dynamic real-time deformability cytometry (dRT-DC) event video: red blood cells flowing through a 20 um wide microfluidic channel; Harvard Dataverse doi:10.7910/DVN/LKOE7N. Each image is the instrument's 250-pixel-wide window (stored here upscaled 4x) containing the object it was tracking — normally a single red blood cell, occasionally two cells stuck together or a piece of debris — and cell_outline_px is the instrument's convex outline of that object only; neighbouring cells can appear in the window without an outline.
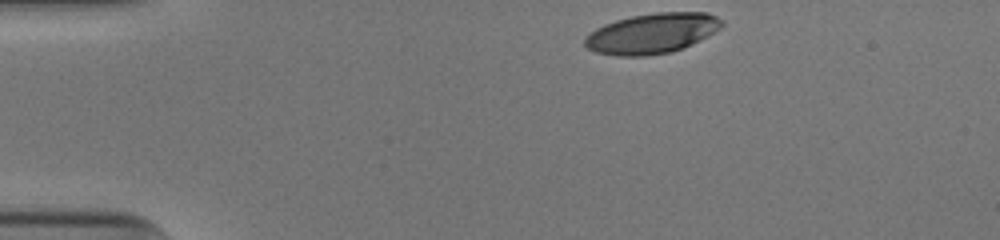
{"species": "human", "species_latin": "Homo sapiens", "temperature_condition": "cold", "stored_images_in_passage": 34, "camera_frame_rate_fps": 3000, "um_per_image_px": 0.085, "donor": {"sex": "male"}, "frame": {"image": 1, "passage_image": 1, "time_ms": 0.0, "image_size_px": [1000, 240], "cell_outline_px": [[724, 24], [720, 28], [708, 36], [672, 52], [648, 56], [616, 56], [596, 52], [588, 48], [584, 44], [584, 36], [596, 28], [604, 24], [616, 20], [632, 16], [656, 12], [708, 12], [724, 20]], "centroid_in_image_um": [55.42, 2.83], "position_along_channel_um": 29.6, "area_um2": 32.25}}
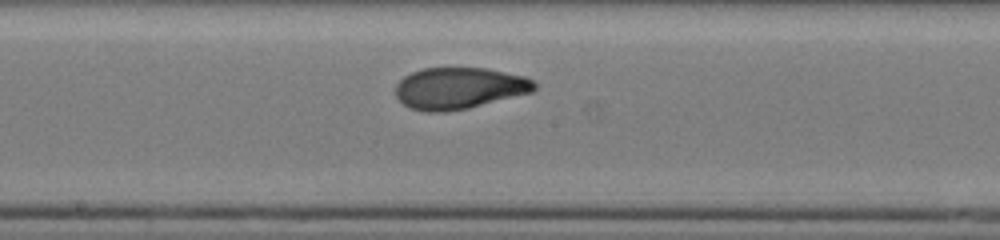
{"frame": {"image": 2, "passage_image": 20, "time_ms": 6.333, "image_size_px": [1000, 240], "cell_outline_px": [[536, 88], [532, 92], [468, 108], [444, 112], [424, 112], [408, 108], [396, 96], [396, 84], [404, 76], [412, 72], [424, 68], [484, 68], [524, 76], [532, 80], [536, 84]], "centroid_in_image_um": [39.0, 7.5], "position_along_channel_um": 209.2, "area_um2": 33.52}}
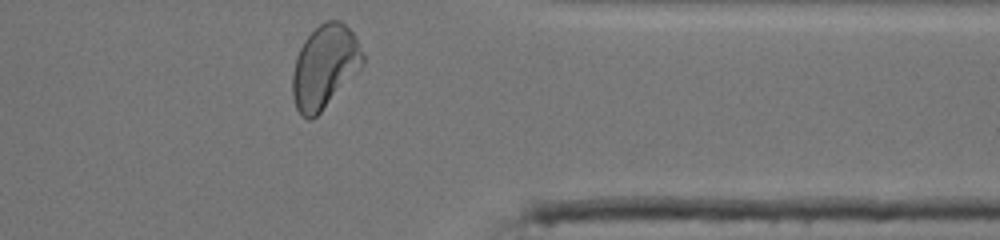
{"frame": {"image": 3, "passage_image": 34, "time_ms": 11.0, "image_size_px": [1000, 240], "cell_outline_px": [[364, 64], [360, 72], [312, 120], [308, 120], [300, 116], [296, 108], [292, 96], [292, 72], [296, 56], [304, 40], [320, 24], [328, 20], [340, 20], [352, 32], [364, 52]], "centroid_in_image_um": [27.61, 5.7], "position_along_channel_um": 383.8, "area_um2": 34.51}, "authors_computed_cell_mechanics": {"area_um2": 33.4662, "velocity_mm_per_s": 3.9353, "shape_relaxation_time_tau1_ms": 5.8715, "shape_relaxation_time_tau2_ms": 0.9276, "deformation_change_tau1": 0.2312, "deformation_change_tau2": 0.0632}}